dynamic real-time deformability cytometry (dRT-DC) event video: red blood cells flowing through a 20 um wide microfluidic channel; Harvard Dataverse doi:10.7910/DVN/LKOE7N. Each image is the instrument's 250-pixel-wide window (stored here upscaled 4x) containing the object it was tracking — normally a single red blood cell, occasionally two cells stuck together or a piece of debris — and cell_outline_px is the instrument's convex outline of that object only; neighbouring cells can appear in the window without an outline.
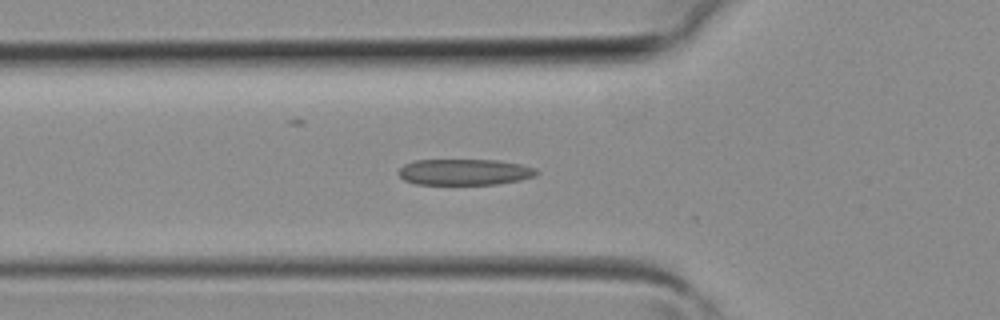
{"species": "common noctule bat (a hibernating species)", "species_latin": "Nyctalus noctula", "temperature_condition": "room temperature", "stored_images_in_passage": 21, "camera_frame_rate_fps": 3000, "um_per_image_px": 0.085, "animal": {"sex": "female", "body_mass_g": 19.3, "forearm_length_mm": 54.1}, "frame": {"image": 1, "passage_image": 13, "time_ms": 4.0, "image_size_px": [1000, 320], "cell_outline_px": [[540, 172], [536, 176], [520, 180], [496, 184], [416, 184], [404, 180], [400, 176], [400, 168], [404, 164], [412, 160], [500, 160], [520, 164], [536, 168]], "centroid_in_image_um": [39.52, 14.62], "position_along_channel_um": 86.3, "area_um2": 21.04}}
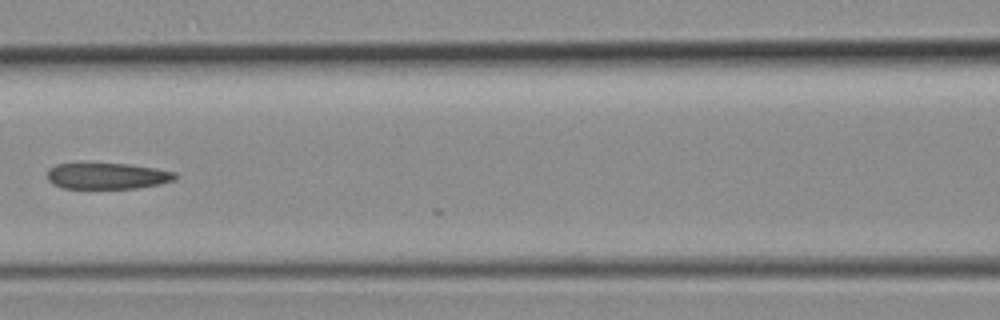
{"frame": {"image": 2, "passage_image": 17, "time_ms": 5.333, "image_size_px": [1000, 320], "cell_outline_px": [[176, 180], [160, 184], [136, 188], [64, 188], [52, 184], [48, 180], [48, 168], [56, 164], [128, 164], [156, 168], [176, 172]], "centroid_in_image_um": [9.14, 14.96], "position_along_channel_um": 157.5, "area_um2": 19.42}}
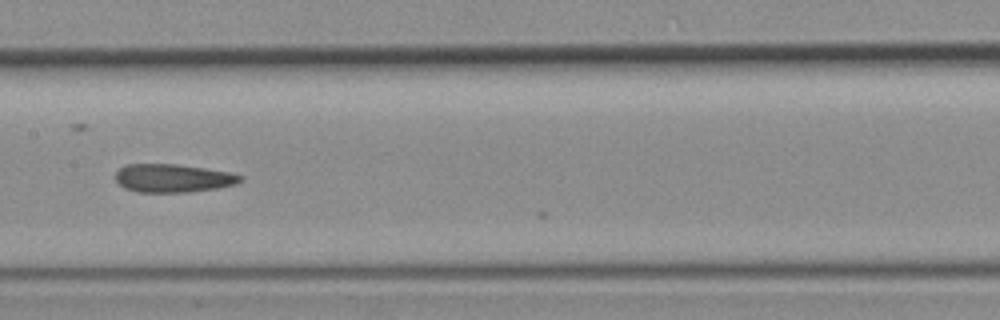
{"frame": {"image": 3, "passage_image": 19, "time_ms": 6.0, "image_size_px": [1000, 320], "cell_outline_px": [[244, 180], [236, 184], [220, 188], [188, 192], [136, 192], [124, 188], [116, 180], [116, 172], [124, 164], [176, 164], [204, 168], [228, 172], [244, 176]], "centroid_in_image_um": [14.72, 15.15], "position_along_channel_um": 192.7, "area_um2": 20.69}}